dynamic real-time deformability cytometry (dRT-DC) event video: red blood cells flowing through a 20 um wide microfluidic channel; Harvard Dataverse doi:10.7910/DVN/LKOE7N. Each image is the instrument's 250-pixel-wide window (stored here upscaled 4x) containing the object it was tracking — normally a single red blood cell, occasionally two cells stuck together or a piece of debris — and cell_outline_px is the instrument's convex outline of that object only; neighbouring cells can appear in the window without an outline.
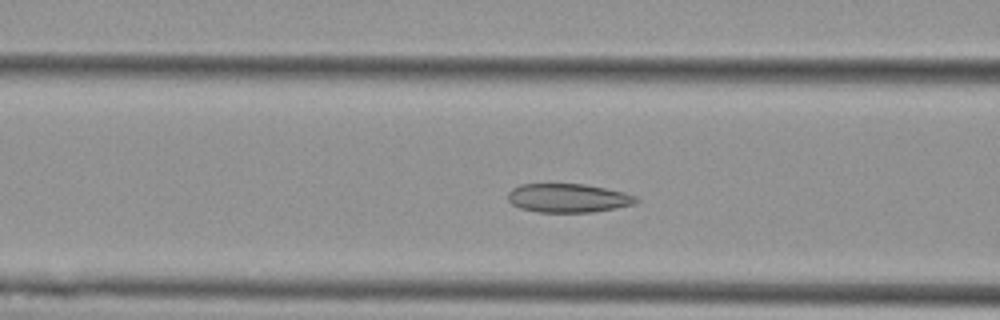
{"species": "Egyptian fruit bat (a non-hibernating species)", "species_latin": "Rousettus aegyptiacus", "temperature_condition": "cold", "stored_images_in_passage": 49, "camera_frame_rate_fps": 3000, "um_per_image_px": 0.085, "animal": {"sex": "female"}, "frame": {"image": 1, "passage_image": 16, "time_ms": 5.0, "image_size_px": [1000, 320], "cell_outline_px": [[640, 200], [636, 204], [616, 208], [592, 212], [540, 212], [520, 208], [512, 204], [508, 200], [508, 192], [512, 188], [520, 184], [584, 184], [624, 192], [636, 196]], "centroid_in_image_um": [48.3, 16.83], "position_along_channel_um": 118.3, "area_um2": 21.56}}
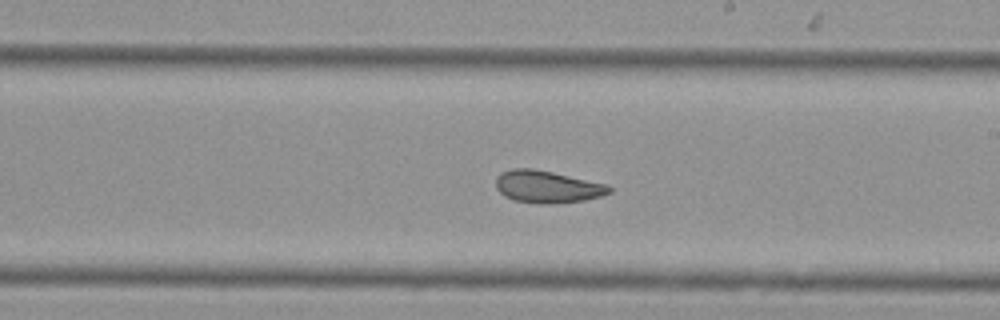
{"frame": {"image": 2, "passage_image": 26, "time_ms": 8.333, "image_size_px": [1000, 320], "cell_outline_px": [[612, 192], [600, 196], [584, 200], [556, 204], [540, 204], [512, 200], [504, 196], [496, 188], [496, 176], [500, 172], [512, 168], [532, 168], [552, 172], [608, 184], [612, 188]], "centroid_in_image_um": [46.5, 15.88], "position_along_channel_um": 242.5, "area_um2": 21.56}}
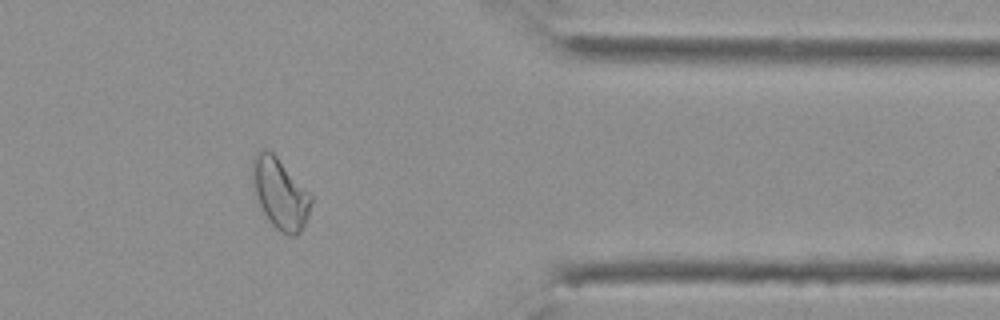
{"frame": {"image": 3, "passage_image": 39, "time_ms": 12.667, "image_size_px": [1000, 320], "cell_outline_px": [[312, 204], [308, 216], [300, 232], [296, 236], [292, 236], [280, 232], [272, 224], [264, 212], [260, 204], [256, 192], [252, 172], [252, 160], [256, 152], [260, 148], [268, 148], [276, 156], [312, 196]], "centroid_in_image_um": [23.82, 16.43], "position_along_channel_um": 387.6, "area_um2": 23.7}, "authors_computed_cell_mechanics": {"area_um2": 23.698, "velocity_mm_per_s": 3.7369, "shape_relaxation_time_tau1_ms": 10.9238, "shape_relaxation_time_tau2_ms": 2.3142, "deformation_change_tau1": 0.187, "deformation_change_tau2": 0.0696}}